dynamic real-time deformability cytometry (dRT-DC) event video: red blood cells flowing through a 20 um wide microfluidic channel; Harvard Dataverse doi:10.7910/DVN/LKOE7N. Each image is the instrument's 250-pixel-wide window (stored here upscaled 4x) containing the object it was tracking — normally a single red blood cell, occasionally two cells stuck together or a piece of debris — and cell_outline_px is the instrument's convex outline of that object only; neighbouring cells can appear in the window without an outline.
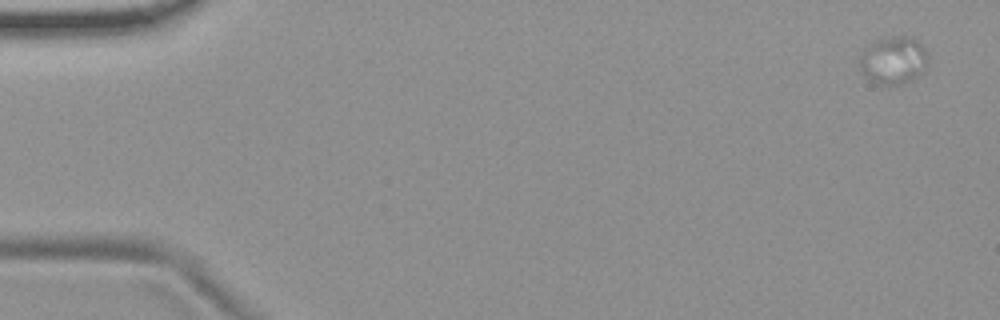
{"species": "common noctule bat (a hibernating species)", "species_latin": "Nyctalus noctula", "temperature_condition": "room temperature", "stored_images_in_passage": 4, "camera_frame_rate_fps": 3000, "um_per_image_px": 0.085, "animal": {"sex": "female", "body_mass_g": 19.9}, "frame": {"image": 1, "passage_image": 1, "time_ms": 0.0, "image_size_px": [1000, 320], "cell_outline_px": [[928, 56], [920, 72], [904, 84], [884, 84], [872, 80], [860, 68], [860, 60], [864, 48], [880, 40], [892, 36], [912, 36], [928, 52]], "centroid_in_image_um": [75.95, 5.09], "position_along_channel_um": 9.0, "area_um2": 18.15}}